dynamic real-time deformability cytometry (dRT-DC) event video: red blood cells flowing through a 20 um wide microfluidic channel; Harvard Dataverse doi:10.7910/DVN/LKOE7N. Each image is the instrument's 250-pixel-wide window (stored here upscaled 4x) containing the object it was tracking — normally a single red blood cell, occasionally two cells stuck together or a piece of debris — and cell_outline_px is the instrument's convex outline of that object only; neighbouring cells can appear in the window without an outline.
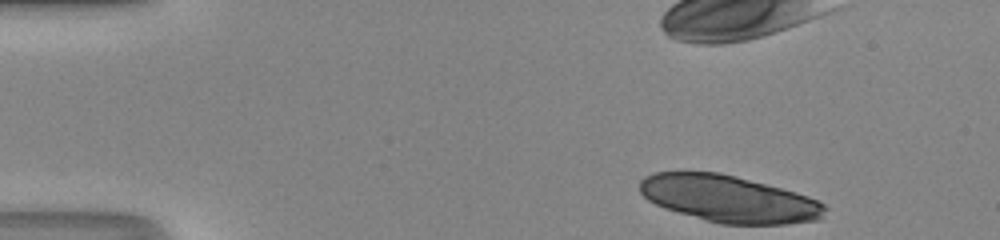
{"species": "human", "species_latin": "Homo sapiens", "temperature_condition": "room temperature", "stored_images_in_passage": 43, "camera_frame_rate_fps": 3000, "um_per_image_px": 0.085, "donor": {"sex": "male"}, "frame": {"image": 1, "passage_image": 1, "time_ms": 0.0, "image_size_px": [1000, 240], "cell_outline_px": [[828, 208], [820, 220], [784, 224], [720, 224], [704, 220], [664, 208], [648, 200], [640, 192], [640, 180], [644, 176], [652, 172], [720, 172], [736, 176], [796, 192], [808, 196], [824, 204]], "centroid_in_image_um": [61.95, 16.9], "position_along_channel_um": 23.1, "area_um2": 50.63}}
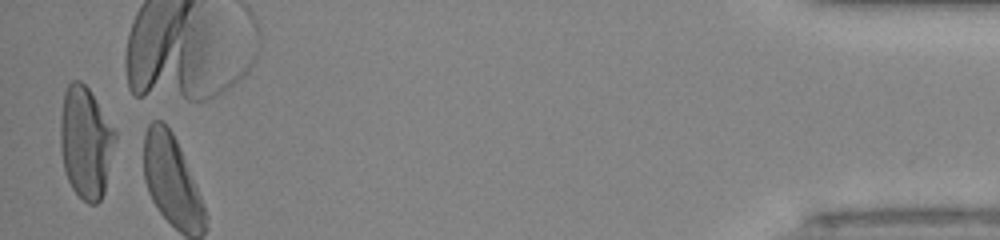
{"frame": {"image": 2, "passage_image": 43, "time_ms": 14.0, "image_size_px": [1000, 240], "cell_outline_px": [[116, 140], [104, 192], [100, 200], [96, 204], [88, 204], [72, 188], [68, 180], [64, 168], [60, 148], [60, 116], [64, 92], [68, 84], [72, 80], [80, 80], [88, 88], [116, 132]], "centroid_in_image_um": [7.27, 12.09], "position_along_channel_um": 427.9, "area_um2": 35.6}, "authors_computed_cell_mechanics": {"area_um2": 34.5644, "velocity_mm_per_s": 4.1849, "shape_relaxation_time_tau1_ms": 11.1283, "shape_relaxation_time_tau2_ms": null, "deformation_change_tau1": 0.3701, "deformation_change_tau2": null}}